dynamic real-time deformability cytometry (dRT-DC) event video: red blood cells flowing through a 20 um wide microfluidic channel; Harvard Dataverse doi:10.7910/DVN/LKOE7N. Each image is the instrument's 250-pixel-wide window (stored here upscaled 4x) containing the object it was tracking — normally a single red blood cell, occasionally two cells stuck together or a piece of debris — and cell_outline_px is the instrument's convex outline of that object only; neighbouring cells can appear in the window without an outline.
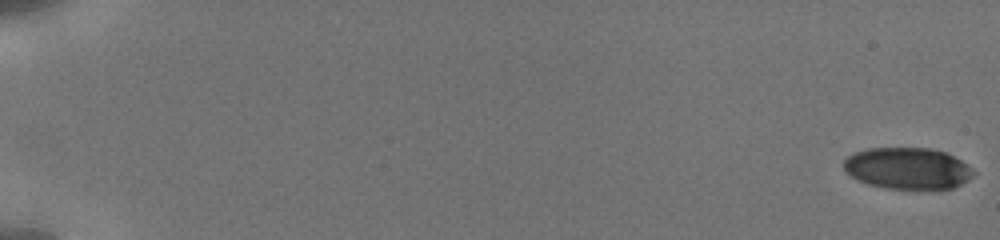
{"species": "human", "species_latin": "Homo sapiens", "temperature_condition": "cold", "stored_images_in_passage": 30, "camera_frame_rate_fps": 3000, "um_per_image_px": 0.085, "donor": {"sex": "male"}, "frame": {"image": 1, "passage_image": 1, "time_ms": 0.0, "image_size_px": [1000, 240], "cell_outline_px": [[976, 172], [968, 180], [952, 188], [924, 192], [884, 188], [868, 184], [856, 180], [844, 168], [844, 160], [848, 156], [856, 152], [868, 148], [932, 148], [948, 152], [972, 168]], "centroid_in_image_um": [77.19, 14.35], "position_along_channel_um": 7.8, "area_um2": 32.25}}
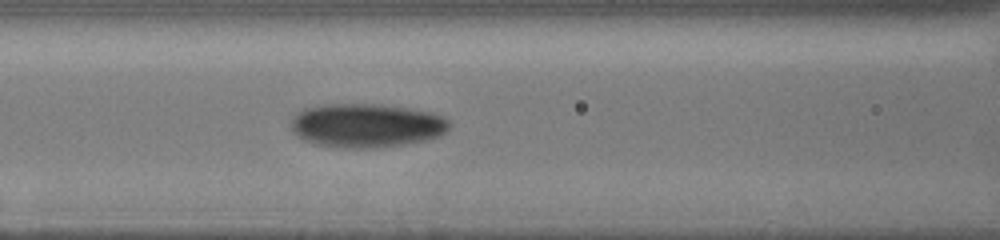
{"frame": {"image": 2, "passage_image": 18, "time_ms": 8.667, "image_size_px": [1000, 240], "cell_outline_px": [[452, 124], [440, 136], [424, 140], [404, 144], [376, 148], [340, 148], [316, 144], [304, 140], [296, 136], [292, 132], [292, 120], [296, 112], [304, 108], [324, 104], [380, 104], [408, 108], [428, 112], [440, 116], [448, 120]], "centroid_in_image_um": [31.11, 10.67], "position_along_channel_um": 135.5, "area_um2": 40.58}}
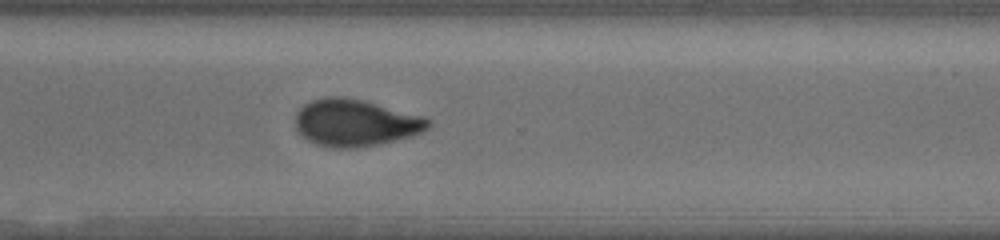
{"frame": {"image": 3, "passage_image": 30, "time_ms": 14.0, "image_size_px": [1000, 240], "cell_outline_px": [[432, 124], [424, 132], [412, 136], [376, 144], [356, 148], [332, 148], [316, 144], [308, 140], [296, 128], [296, 112], [304, 104], [312, 100], [324, 96], [340, 96], [360, 100], [424, 116], [432, 120]], "centroid_in_image_um": [30.22, 10.44], "position_along_channel_um": 340.4, "area_um2": 36.24}}